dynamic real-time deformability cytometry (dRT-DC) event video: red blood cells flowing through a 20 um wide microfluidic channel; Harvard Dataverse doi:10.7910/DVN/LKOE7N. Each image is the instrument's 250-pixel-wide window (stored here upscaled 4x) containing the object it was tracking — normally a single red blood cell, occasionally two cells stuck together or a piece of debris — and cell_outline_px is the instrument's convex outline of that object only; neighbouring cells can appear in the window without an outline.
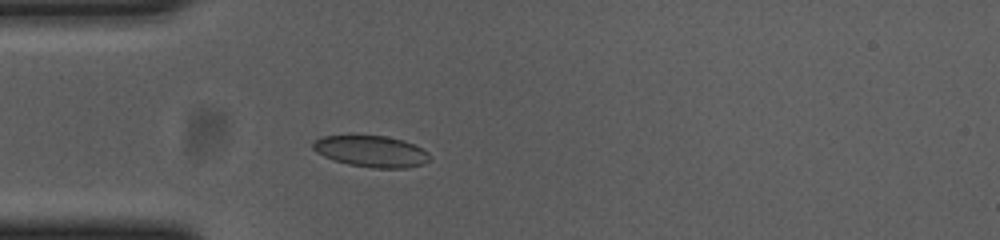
{"species": "common noctule bat (a hibernating species)", "species_latin": "Nyctalus noctula", "temperature_condition": "cold", "stored_images_in_passage": 41, "camera_frame_rate_fps": 3000, "um_per_image_px": 0.085, "animal": {"sex": "female", "body_mass_g": 23.0, "forearm_length_mm": 53.4}, "frame": {"image": 1, "passage_image": 1, "time_ms": 0.0, "image_size_px": [1000, 240], "cell_outline_px": [[428, 160], [424, 164], [408, 168], [372, 168], [348, 164], [324, 156], [316, 152], [312, 148], [312, 144], [320, 136], [388, 136], [404, 140], [428, 152]], "centroid_in_image_um": [31.55, 12.87], "position_along_channel_um": 53.4, "area_um2": 21.15}}
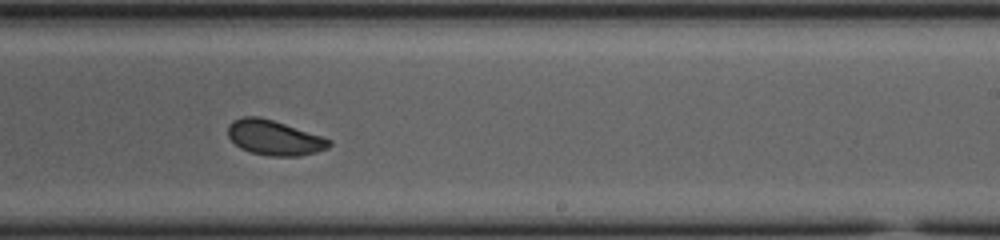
{"frame": {"image": 2, "passage_image": 19, "time_ms": 6.0, "image_size_px": [1000, 240], "cell_outline_px": [[332, 144], [328, 148], [316, 152], [300, 156], [268, 156], [252, 152], [240, 148], [228, 136], [228, 124], [232, 120], [244, 116], [256, 116], [272, 120], [332, 140]], "centroid_in_image_um": [23.3, 11.71], "position_along_channel_um": 265.7, "area_um2": 20.4}}
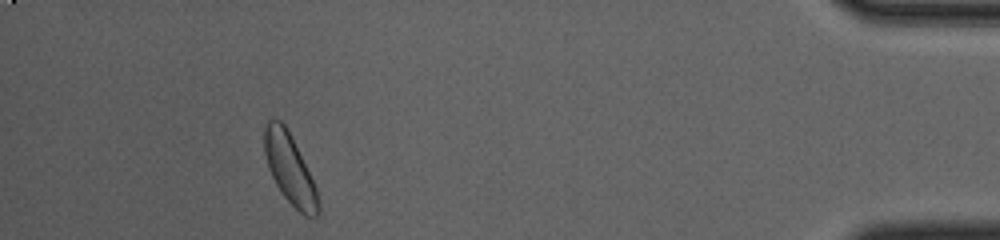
{"frame": {"image": 3, "passage_image": 36, "time_ms": 11.667, "image_size_px": [1000, 240], "cell_outline_px": [[320, 212], [316, 216], [304, 216], [284, 196], [276, 184], [268, 168], [264, 152], [264, 128], [268, 120], [280, 120], [284, 124], [316, 188], [320, 204]], "centroid_in_image_um": [24.61, 14.4], "position_along_channel_um": 410.6, "area_um2": 21.21}, "authors_computed_cell_mechanics": {"area_um2": 20.9236, "velocity_mm_per_s": 3.6448, "shape_relaxation_time_tau1_ms": 4.0705, "shape_relaxation_time_tau2_ms": 1.6509, "deformation_change_tau1": 0.112, "deformation_change_tau2": 0.0662}}